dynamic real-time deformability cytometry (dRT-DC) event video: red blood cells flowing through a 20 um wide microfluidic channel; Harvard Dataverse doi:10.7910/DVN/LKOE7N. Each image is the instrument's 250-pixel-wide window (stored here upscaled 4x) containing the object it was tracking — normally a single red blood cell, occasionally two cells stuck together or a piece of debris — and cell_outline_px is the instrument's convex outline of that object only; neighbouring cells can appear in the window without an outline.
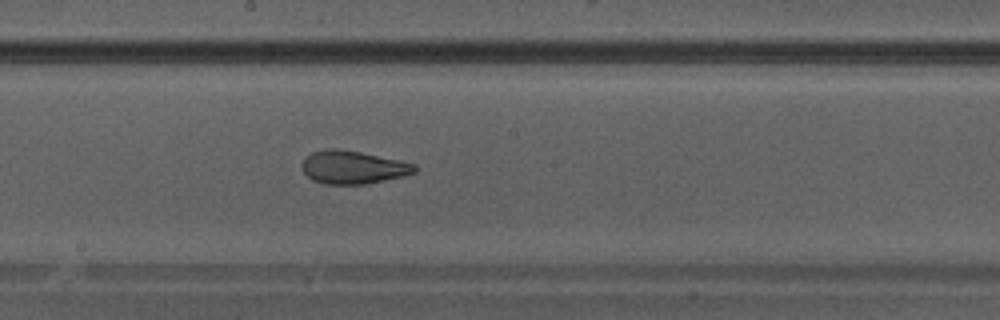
{"species": "Egyptian fruit bat (a non-hibernating species)", "species_latin": "Rousettus aegyptiacus", "temperature_condition": "warm", "stored_images_in_passage": 33, "camera_frame_rate_fps": 3000, "um_per_image_px": 0.085, "animal": {"sex": "male"}, "frame": {"image": 1, "passage_image": 15, "time_ms": 4.667, "image_size_px": [1000, 320], "cell_outline_px": [[416, 172], [404, 176], [368, 184], [324, 184], [312, 180], [304, 172], [300, 164], [312, 152], [328, 148], [336, 148], [360, 152], [400, 160], [416, 164]], "centroid_in_image_um": [30.01, 14.22], "position_along_channel_um": 218.2, "area_um2": 21.79}}